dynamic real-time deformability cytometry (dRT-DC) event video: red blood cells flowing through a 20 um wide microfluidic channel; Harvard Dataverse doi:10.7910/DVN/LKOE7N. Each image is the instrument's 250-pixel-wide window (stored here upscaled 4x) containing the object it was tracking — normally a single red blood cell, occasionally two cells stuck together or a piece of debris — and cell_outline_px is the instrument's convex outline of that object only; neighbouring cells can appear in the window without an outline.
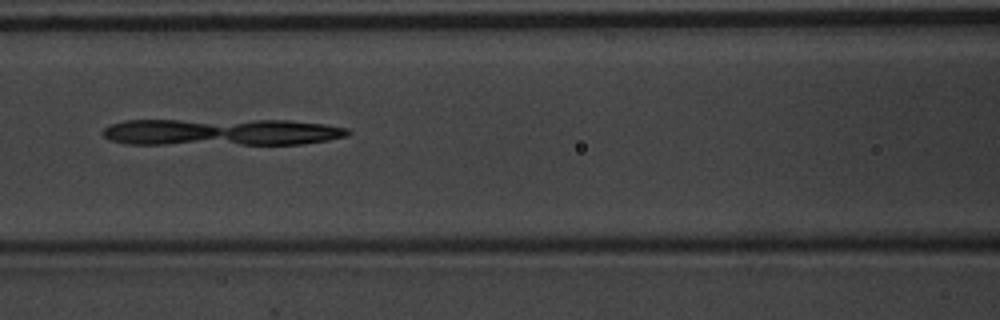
{"species": "common noctule bat (a hibernating species)", "species_latin": "Nyctalus noctula", "temperature_condition": "warm", "stored_images_in_passage": 13, "camera_frame_rate_fps": 3000, "um_per_image_px": 0.085, "animal": {"sex": "male", "body_mass_g": 20.1, "forearm_length_mm": 53.5}, "frame": {"image": 1, "passage_image": 8, "time_ms": 2.333, "image_size_px": [1000, 320], "cell_outline_px": [[352, 132], [348, 136], [328, 140], [304, 144], [124, 144], [108, 140], [100, 132], [108, 124], [124, 120], [288, 120], [324, 124], [348, 128]], "centroid_in_image_um": [18.78, 11.23], "position_along_channel_um": 147.8, "area_um2": 38.96}}